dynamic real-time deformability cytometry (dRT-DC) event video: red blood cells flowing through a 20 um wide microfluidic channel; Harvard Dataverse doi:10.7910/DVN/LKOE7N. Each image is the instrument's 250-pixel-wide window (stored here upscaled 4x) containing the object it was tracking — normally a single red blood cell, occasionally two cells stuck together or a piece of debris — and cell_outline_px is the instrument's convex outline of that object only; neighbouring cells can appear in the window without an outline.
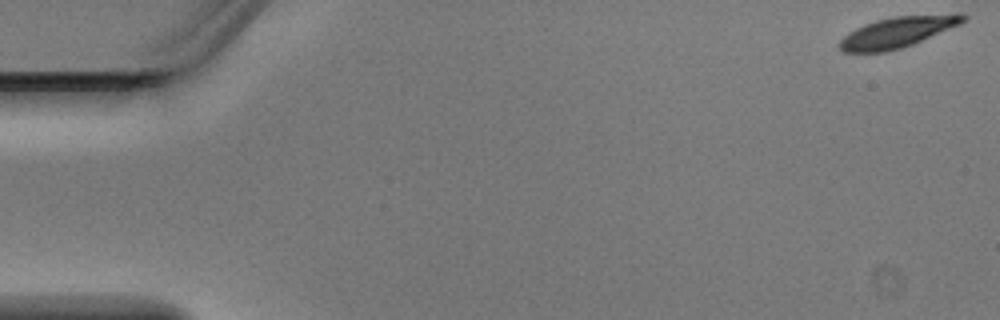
{"species": "Egyptian fruit bat (a non-hibernating species)", "species_latin": "Rousettus aegyptiacus", "temperature_condition": "warm", "stored_images_in_passage": 3, "camera_frame_rate_fps": 3000, "um_per_image_px": 0.085, "animal": {"sex": "male"}, "frame": {"image": 1, "passage_image": 1, "time_ms": 0.0, "image_size_px": [1000, 320], "cell_outline_px": [[968, 16], [960, 24], [912, 44], [900, 48], [884, 52], [844, 52], [836, 44], [848, 32], [864, 24], [876, 20], [892, 16], [956, 12], [960, 12]], "centroid_in_image_um": [76.31, 2.7], "position_along_channel_um": 8.7, "area_um2": 22.37}}